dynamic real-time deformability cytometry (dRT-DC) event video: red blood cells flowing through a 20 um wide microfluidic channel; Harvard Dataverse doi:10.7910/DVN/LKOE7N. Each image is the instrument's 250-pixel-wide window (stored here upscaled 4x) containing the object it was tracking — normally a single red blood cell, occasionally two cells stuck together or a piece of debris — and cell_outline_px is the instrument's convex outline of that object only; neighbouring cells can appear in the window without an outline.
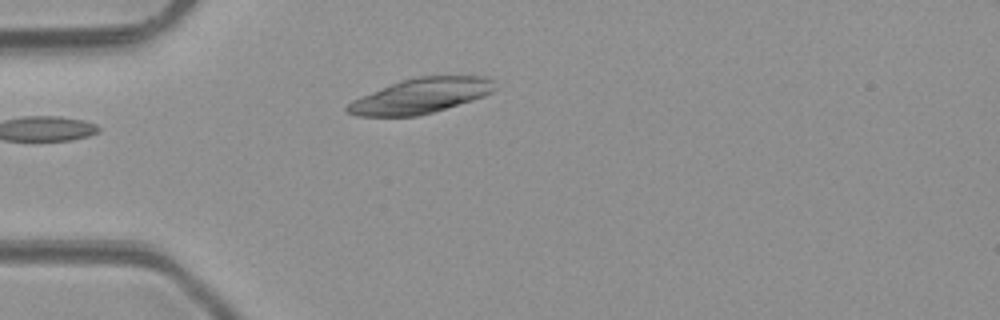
{"species": "common noctule bat (a hibernating species)", "species_latin": "Nyctalus noctula", "temperature_condition": "room temperature", "stored_images_in_passage": 3, "camera_frame_rate_fps": 3000, "um_per_image_px": 0.085, "animal": {"sex": "male", "body_mass_g": 23.1, "forearm_length_mm": 52.7}, "frame": {"image": 1, "passage_image": 3, "time_ms": 2.333, "image_size_px": [1000, 320], "cell_outline_px": [[496, 88], [492, 92], [484, 96], [472, 100], [432, 112], [416, 116], [356, 116], [348, 112], [344, 108], [352, 100], [400, 80], [420, 76], [488, 76], [492, 80]], "centroid_in_image_um": [35.77, 8.14], "position_along_channel_um": 49.2, "area_um2": 29.88}}